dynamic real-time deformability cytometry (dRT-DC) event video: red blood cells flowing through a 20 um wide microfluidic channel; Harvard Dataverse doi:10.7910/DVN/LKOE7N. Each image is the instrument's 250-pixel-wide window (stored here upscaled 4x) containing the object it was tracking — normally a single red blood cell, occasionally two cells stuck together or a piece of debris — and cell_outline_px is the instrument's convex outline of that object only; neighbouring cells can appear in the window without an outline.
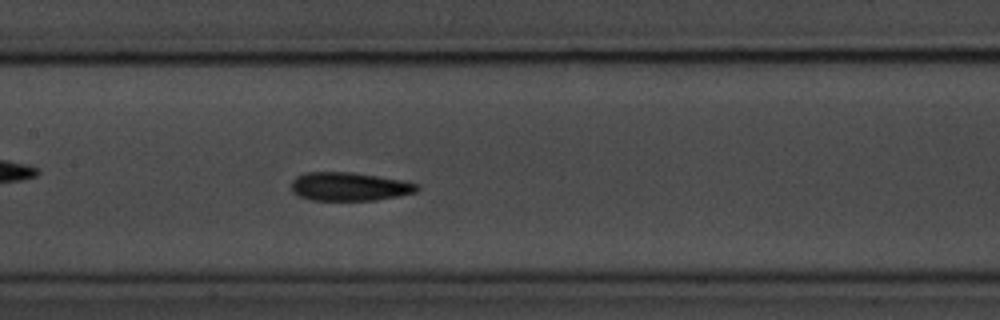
{"species": "common noctule bat (a hibernating species)", "species_latin": "Nyctalus noctula", "temperature_condition": "room temperature", "stored_images_in_passage": 45, "camera_frame_rate_fps": 3000, "um_per_image_px": 0.085, "animal": {"sex": "male", "body_mass_g": 20.1, "forearm_length_mm": 53.5}, "frame": {"image": 1, "passage_image": 26, "time_ms": 8.333, "image_size_px": [1000, 320], "cell_outline_px": [[420, 188], [416, 192], [400, 196], [376, 200], [308, 200], [296, 196], [292, 192], [292, 180], [296, 176], [304, 172], [352, 172], [400, 180], [420, 184]], "centroid_in_image_um": [29.67, 15.86], "position_along_channel_um": 177.7, "area_um2": 21.1}, "authors_computed_cell_mechanics": {"area_um2": 20.519, "velocity_mm_per_s": 3.5486, "shape_relaxation_time_tau1_ms": 2.5866, "shape_relaxation_time_tau2_ms": 2.4911, "deformation_change_tau1": 0.1143, "deformation_change_tau2": 0.0966}}